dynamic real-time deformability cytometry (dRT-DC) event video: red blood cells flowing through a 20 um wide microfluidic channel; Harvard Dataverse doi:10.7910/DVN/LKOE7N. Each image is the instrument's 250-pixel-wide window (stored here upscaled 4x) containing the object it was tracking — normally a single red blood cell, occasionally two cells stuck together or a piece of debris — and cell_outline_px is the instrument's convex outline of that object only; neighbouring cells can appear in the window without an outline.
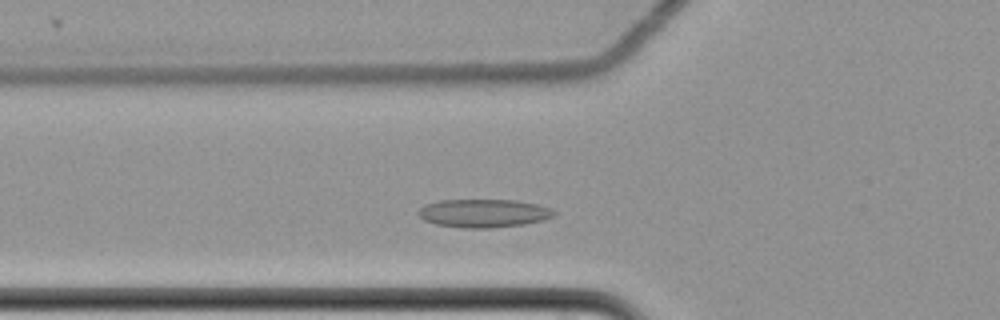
{"species": "common noctule bat (a hibernating species)", "species_latin": "Nyctalus noctula", "temperature_condition": "cold", "stored_images_in_passage": 41, "camera_frame_rate_fps": 3000, "um_per_image_px": 0.085, "animal": {"sex": "female", "body_mass_g": 22.7, "forearm_length_mm": 54.2}, "frame": {"image": 1, "passage_image": 11, "time_ms": 3.333, "image_size_px": [1000, 320], "cell_outline_px": [[556, 216], [544, 220], [524, 224], [488, 228], [464, 228], [436, 224], [424, 220], [416, 212], [420, 208], [428, 204], [440, 200], [516, 200], [536, 204], [552, 208], [556, 212]], "centroid_in_image_um": [41.15, 18.12], "position_along_channel_um": 84.7, "area_um2": 22.37}}
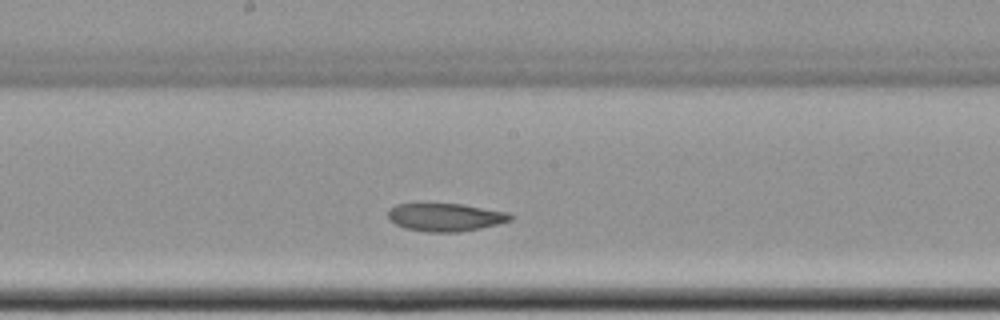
{"frame": {"image": 2, "passage_image": 22, "time_ms": 7.0, "image_size_px": [1000, 320], "cell_outline_px": [[516, 216], [512, 220], [480, 228], [460, 232], [428, 232], [404, 228], [388, 220], [388, 208], [396, 204], [460, 204], [508, 212]], "centroid_in_image_um": [37.85, 18.46], "position_along_channel_um": 210.3, "area_um2": 20.0}}
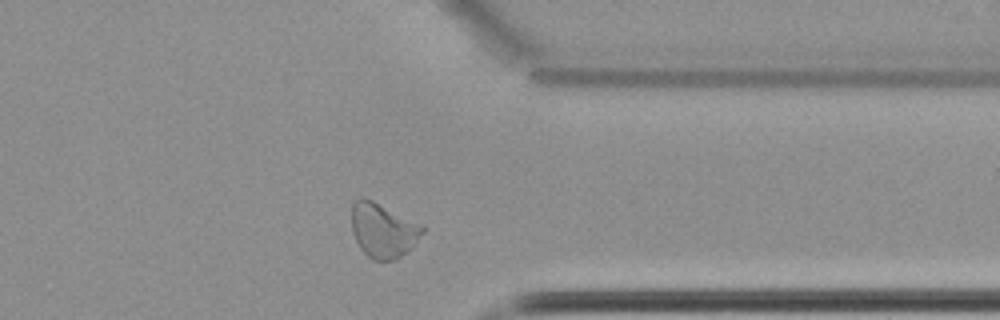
{"frame": {"image": 3, "passage_image": 37, "time_ms": 12.0, "image_size_px": [1000, 320], "cell_outline_px": [[424, 232], [396, 260], [372, 260], [360, 248], [352, 232], [352, 204], [360, 196], [372, 200], [424, 224]], "centroid_in_image_um": [32.55, 19.55], "position_along_channel_um": 378.9, "area_um2": 22.37}, "authors_computed_cell_mechanics": {"area_um2": 21.097, "velocity_mm_per_s": 3.4443, "shape_relaxation_time_tau1_ms": null, "shape_relaxation_time_tau2_ms": 3.263, "deformation_change_tau1": null, "deformation_change_tau2": 0.0612}}